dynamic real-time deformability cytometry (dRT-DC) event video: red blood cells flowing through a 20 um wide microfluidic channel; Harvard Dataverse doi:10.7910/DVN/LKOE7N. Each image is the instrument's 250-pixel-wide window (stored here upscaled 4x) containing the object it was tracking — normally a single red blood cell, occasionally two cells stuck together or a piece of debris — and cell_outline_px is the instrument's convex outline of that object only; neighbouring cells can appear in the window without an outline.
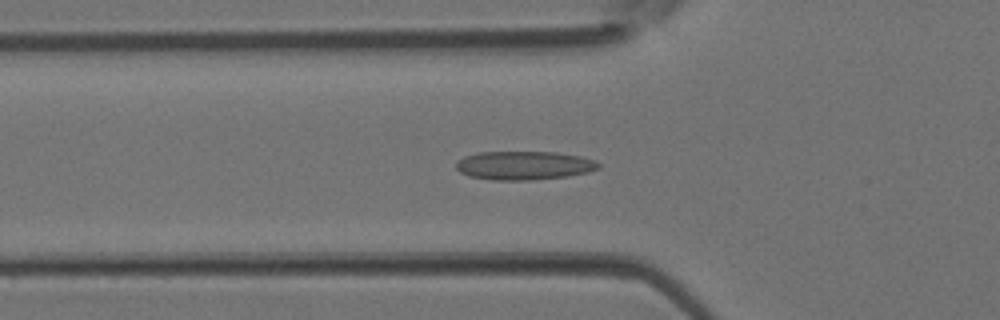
{"species": "Egyptian fruit bat (a non-hibernating species)", "species_latin": "Rousettus aegyptiacus", "temperature_condition": "room temperature", "stored_images_in_passage": 36, "camera_frame_rate_fps": 3000, "um_per_image_px": 0.085, "animal": {"sex": "female"}, "frame": {"image": 1, "passage_image": 8, "time_ms": 2.333, "image_size_px": [1000, 320], "cell_outline_px": [[600, 168], [588, 172], [568, 176], [532, 180], [492, 180], [468, 176], [460, 172], [456, 168], [456, 160], [464, 156], [480, 152], [556, 152], [580, 156], [596, 160], [600, 164]], "centroid_in_image_um": [44.54, 14.06], "position_along_channel_um": 81.3, "area_um2": 23.99}}
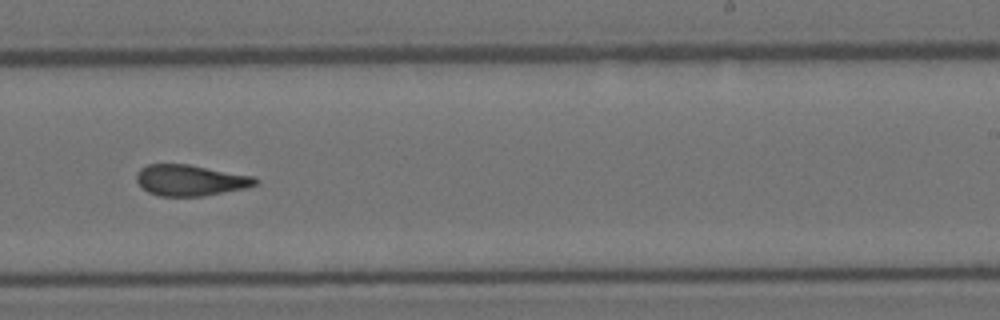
{"frame": {"image": 2, "passage_image": 20, "time_ms": 6.333, "image_size_px": [1000, 320], "cell_outline_px": [[260, 180], [256, 184], [248, 188], [204, 196], [160, 196], [148, 192], [136, 180], [136, 172], [140, 168], [148, 164], [188, 164], [256, 176]], "centroid_in_image_um": [16.23, 15.32], "position_along_channel_um": 272.8, "area_um2": 21.73}}
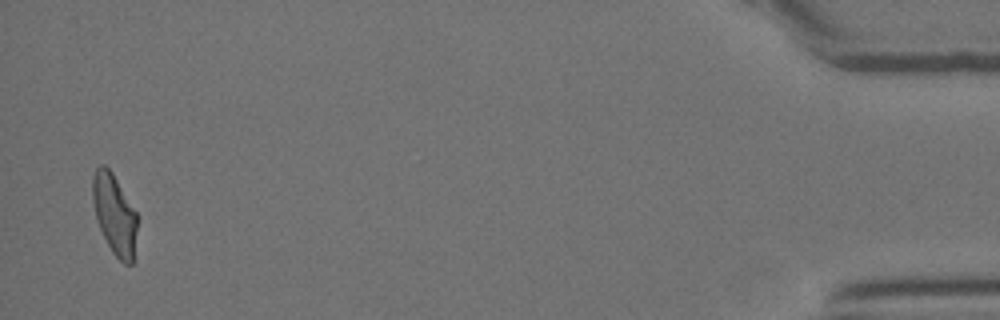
{"frame": {"image": 3, "passage_image": 35, "time_ms": 11.333, "image_size_px": [1000, 320], "cell_outline_px": [[136, 228], [132, 264], [124, 264], [112, 252], [96, 220], [92, 200], [92, 176], [96, 168], [100, 164], [104, 164], [112, 172], [136, 212]], "centroid_in_image_um": [9.7, 18.18], "position_along_channel_um": 425.5, "area_um2": 20.58}}